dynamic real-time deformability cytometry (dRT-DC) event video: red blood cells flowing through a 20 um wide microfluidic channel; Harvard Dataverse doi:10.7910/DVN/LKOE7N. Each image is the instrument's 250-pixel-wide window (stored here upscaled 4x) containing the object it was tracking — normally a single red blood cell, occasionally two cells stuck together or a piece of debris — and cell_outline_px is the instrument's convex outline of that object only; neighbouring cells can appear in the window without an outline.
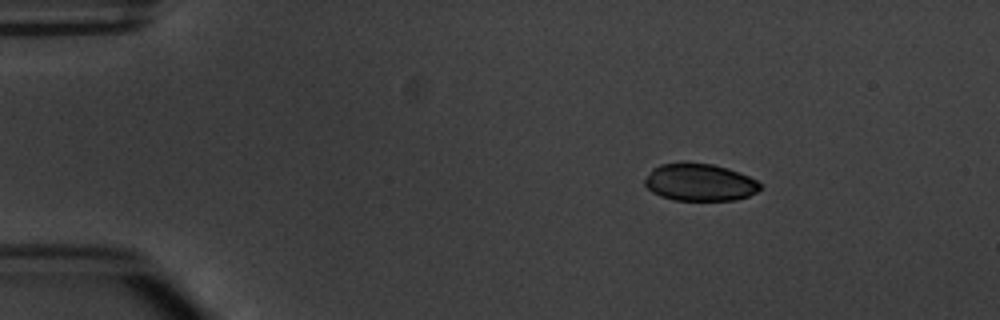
{"species": "common noctule bat (a hibernating species)", "species_latin": "Nyctalus noctula", "temperature_condition": "warm", "stored_images_in_passage": 3, "camera_frame_rate_fps": 3000, "um_per_image_px": 0.085, "animal": {"sex": "male", "body_mass_g": 20.1, "forearm_length_mm": 53.5}, "frame": {"image": 1, "passage_image": 1, "time_ms": 0.0, "image_size_px": [1000, 320], "cell_outline_px": [[760, 188], [756, 192], [748, 196], [736, 200], [676, 200], [660, 196], [652, 192], [644, 184], [644, 180], [652, 168], [660, 164], [712, 164], [728, 168], [740, 172], [756, 180], [760, 184]], "centroid_in_image_um": [59.47, 15.51], "position_along_channel_um": 25.5, "area_um2": 24.74}}